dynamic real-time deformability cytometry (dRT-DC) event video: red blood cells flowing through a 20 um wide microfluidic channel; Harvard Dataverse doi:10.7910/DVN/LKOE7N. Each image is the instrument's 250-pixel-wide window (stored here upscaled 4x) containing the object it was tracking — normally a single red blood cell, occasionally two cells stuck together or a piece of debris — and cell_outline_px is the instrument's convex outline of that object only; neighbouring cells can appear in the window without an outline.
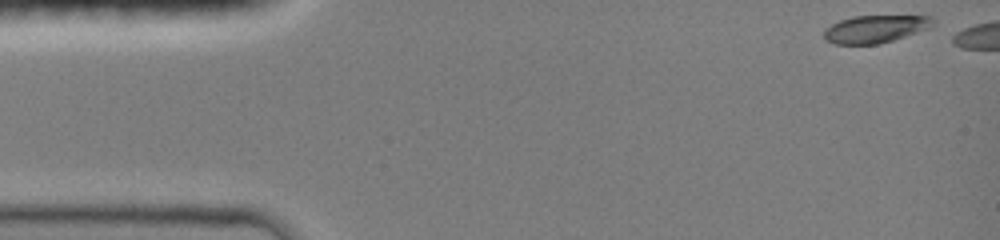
{"species": "common noctule bat (a hibernating species)", "species_latin": "Nyctalus noctula", "temperature_condition": "room temperature", "stored_images_in_passage": 44, "camera_frame_rate_fps": 3000, "um_per_image_px": 0.085, "animal": {"sex": "female", "body_mass_g": 19.0, "forearm_length_mm": 51.5}, "frame": {"image": 1, "passage_image": 1, "time_ms": 0.0, "image_size_px": [1000, 240], "cell_outline_px": [[936, 20], [932, 28], [880, 44], [836, 44], [824, 40], [824, 28], [840, 20], [852, 16], [932, 16]], "centroid_in_image_um": [74.43, 2.46], "position_along_channel_um": 10.6, "area_um2": 17.74}}
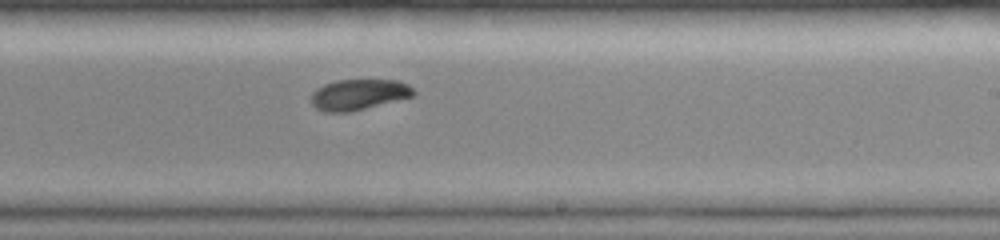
{"frame": {"image": 2, "passage_image": 31, "time_ms": 8.667, "image_size_px": [1000, 240], "cell_outline_px": [[416, 96], [352, 112], [324, 112], [316, 108], [312, 104], [312, 92], [316, 88], [324, 84], [336, 80], [396, 80], [408, 84], [416, 92]], "centroid_in_image_um": [30.52, 8.04], "position_along_channel_um": 258.5, "area_um2": 18.61}}
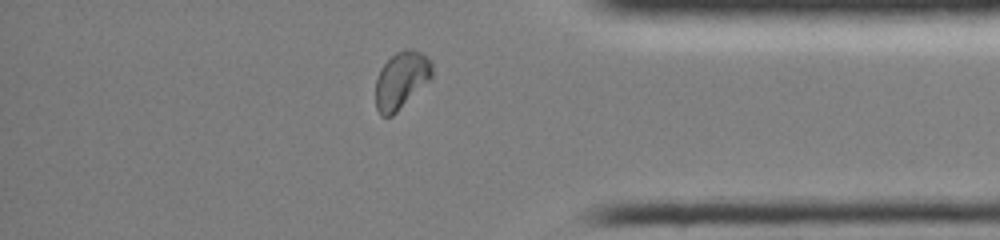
{"frame": {"image": 3, "passage_image": 43, "time_ms": 12.333, "image_size_px": [1000, 240], "cell_outline_px": [[432, 80], [392, 116], [380, 116], [376, 108], [376, 80], [380, 68], [396, 52], [404, 48], [412, 48], [420, 52], [432, 60]], "centroid_in_image_um": [34.14, 6.81], "position_along_channel_um": 401.1, "area_um2": 19.13}}